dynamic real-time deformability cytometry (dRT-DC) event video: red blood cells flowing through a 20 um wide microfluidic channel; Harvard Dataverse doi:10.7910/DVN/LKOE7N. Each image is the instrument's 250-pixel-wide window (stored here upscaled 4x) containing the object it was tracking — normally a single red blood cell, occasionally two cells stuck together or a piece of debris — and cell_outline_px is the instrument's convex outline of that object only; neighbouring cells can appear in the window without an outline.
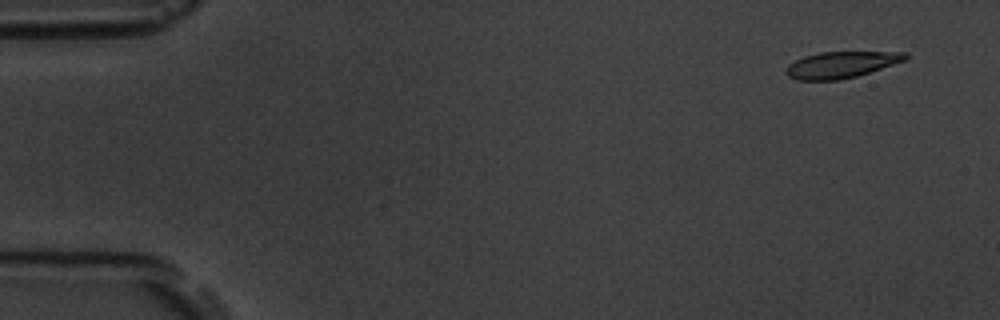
{"species": "common noctule bat (a hibernating species)", "species_latin": "Nyctalus noctula", "temperature_condition": "room temperature", "stored_images_in_passage": 6, "camera_frame_rate_fps": 3000, "um_per_image_px": 0.085, "animal": {"sex": "male", "body_mass_g": 19.5, "forearm_length_mm": 54.6}, "frame": {"image": 1, "passage_image": 1, "time_ms": 0.0, "image_size_px": [1000, 320], "cell_outline_px": [[908, 60], [856, 76], [840, 80], [796, 80], [788, 76], [784, 72], [788, 64], [804, 56], [820, 52], [908, 52]], "centroid_in_image_um": [71.5, 5.5], "position_along_channel_um": 13.5, "area_um2": 18.44}}
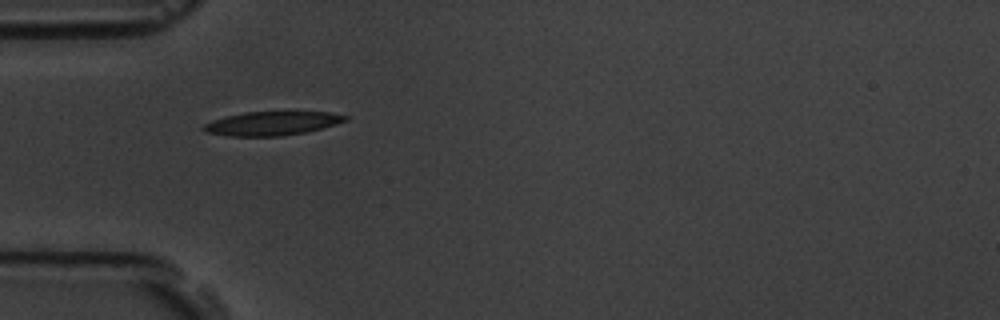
{"frame": {"image": 2, "passage_image": 5, "time_ms": 4.667, "image_size_px": [1000, 320], "cell_outline_px": [[348, 120], [336, 124], [304, 132], [280, 136], [228, 136], [204, 132], [200, 128], [204, 124], [212, 120], [244, 112], [328, 112], [348, 116]], "centroid_in_image_um": [23.07, 10.49], "position_along_channel_um": 61.9, "area_um2": 19.54}}
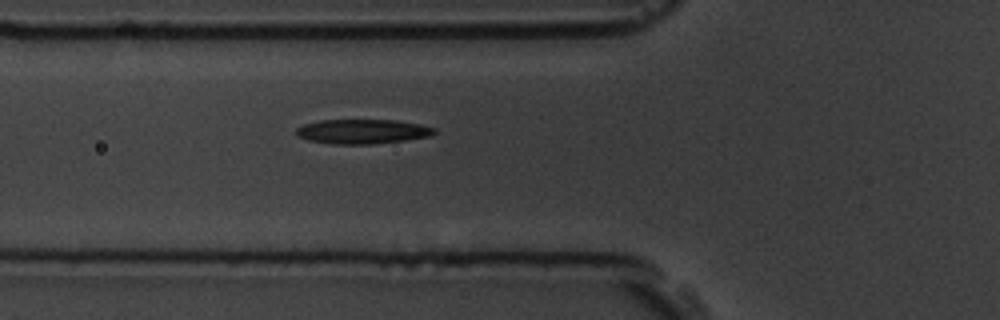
{"frame": {"image": 3, "passage_image": 6, "time_ms": 5.667, "image_size_px": [1000, 320], "cell_outline_px": [[436, 132], [428, 136], [404, 140], [372, 144], [332, 144], [308, 140], [296, 136], [296, 128], [304, 124], [320, 120], [396, 120], [420, 124], [436, 128]], "centroid_in_image_um": [30.78, 11.17], "position_along_channel_um": 95.0, "area_um2": 19.71}}